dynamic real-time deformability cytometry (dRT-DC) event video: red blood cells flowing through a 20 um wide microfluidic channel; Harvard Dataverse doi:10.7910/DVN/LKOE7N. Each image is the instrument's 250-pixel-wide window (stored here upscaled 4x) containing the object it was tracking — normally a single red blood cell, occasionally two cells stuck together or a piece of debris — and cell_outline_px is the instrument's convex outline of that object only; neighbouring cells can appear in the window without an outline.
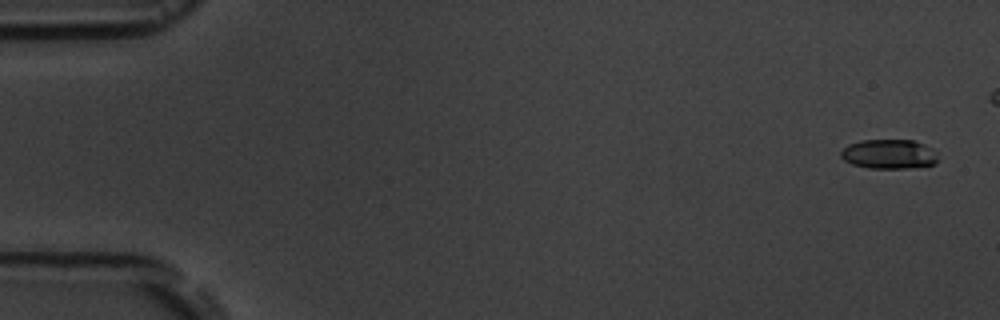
{"species": "common noctule bat (a hibernating species)", "species_latin": "Nyctalus noctula", "temperature_condition": "room temperature", "stored_images_in_passage": 14, "camera_frame_rate_fps": 3000, "um_per_image_px": 0.085, "animal": {"sex": "male", "body_mass_g": 19.5, "forearm_length_mm": 54.6}, "frame": {"image": 1, "passage_image": 1, "time_ms": 0.0, "image_size_px": [1000, 320], "cell_outline_px": [[940, 160], [936, 164], [904, 168], [868, 168], [852, 164], [844, 160], [840, 156], [840, 152], [848, 144], [860, 140], [912, 140], [924, 144], [932, 148], [936, 152]], "centroid_in_image_um": [75.58, 13.09], "position_along_channel_um": 9.4, "area_um2": 16.82}}
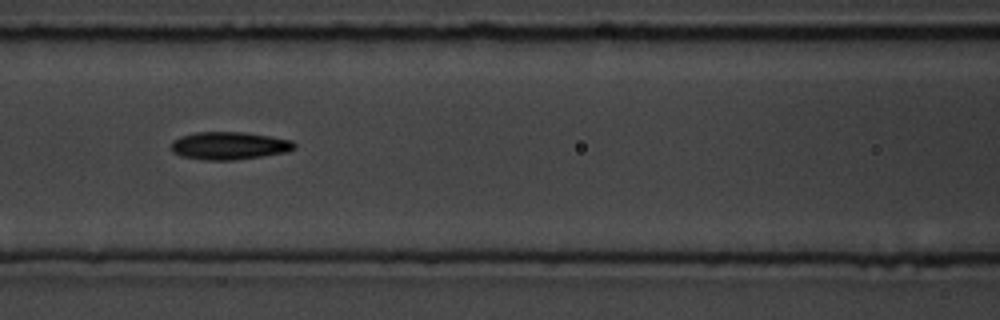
{"frame": {"image": 2, "passage_image": 7, "time_ms": 7.667, "image_size_px": [1000, 320], "cell_outline_px": [[296, 148], [288, 152], [232, 160], [204, 160], [180, 156], [172, 152], [172, 140], [180, 136], [196, 132], [244, 132], [292, 140], [296, 144]], "centroid_in_image_um": [19.47, 12.38], "position_along_channel_um": 147.1, "area_um2": 19.94}}
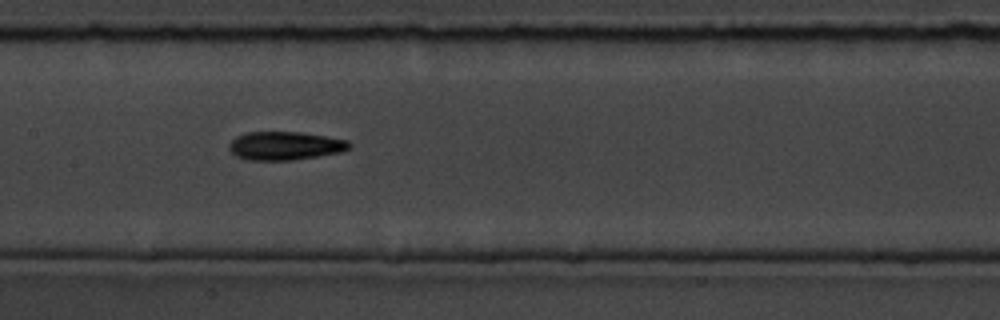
{"frame": {"image": 3, "passage_image": 8, "time_ms": 8.667, "image_size_px": [1000, 320], "cell_outline_px": [[352, 144], [348, 148], [340, 152], [292, 160], [248, 160], [236, 156], [228, 148], [228, 144], [236, 136], [248, 132], [300, 132], [348, 140]], "centroid_in_image_um": [24.19, 12.39], "position_along_channel_um": 183.2, "area_um2": 19.77}}